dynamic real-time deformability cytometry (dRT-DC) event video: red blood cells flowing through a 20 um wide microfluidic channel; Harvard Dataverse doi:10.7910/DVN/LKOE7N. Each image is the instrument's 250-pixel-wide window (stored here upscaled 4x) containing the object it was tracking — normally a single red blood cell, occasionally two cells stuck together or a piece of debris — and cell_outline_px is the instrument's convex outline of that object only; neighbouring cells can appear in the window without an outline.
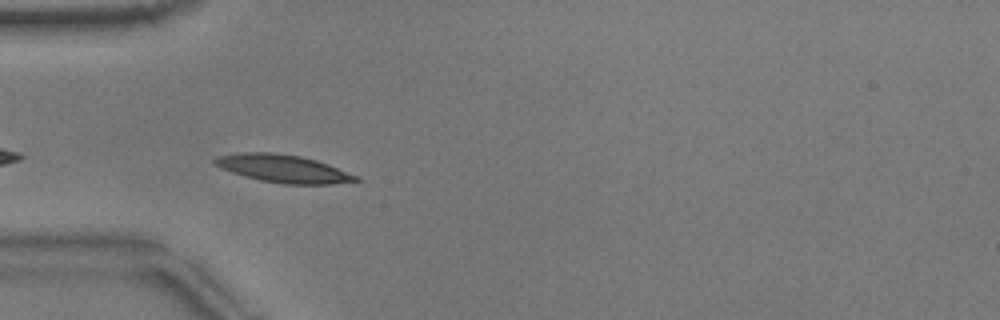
{"species": "common noctule bat (a hibernating species)", "species_latin": "Nyctalus noctula", "temperature_condition": "warm", "stored_images_in_passage": 10, "camera_frame_rate_fps": 3000, "um_per_image_px": 0.085, "animal": {"sex": "male", "body_mass_g": 17.9}, "frame": {"image": 1, "passage_image": 3, "time_ms": 0.667, "image_size_px": [1000, 320], "cell_outline_px": [[360, 180], [332, 184], [284, 184], [260, 180], [244, 176], [232, 172], [216, 164], [212, 160], [216, 156], [244, 152], [272, 152], [300, 156], [316, 160], [328, 164], [360, 176]], "centroid_in_image_um": [24.11, 14.33], "position_along_channel_um": 60.9, "area_um2": 22.72}}